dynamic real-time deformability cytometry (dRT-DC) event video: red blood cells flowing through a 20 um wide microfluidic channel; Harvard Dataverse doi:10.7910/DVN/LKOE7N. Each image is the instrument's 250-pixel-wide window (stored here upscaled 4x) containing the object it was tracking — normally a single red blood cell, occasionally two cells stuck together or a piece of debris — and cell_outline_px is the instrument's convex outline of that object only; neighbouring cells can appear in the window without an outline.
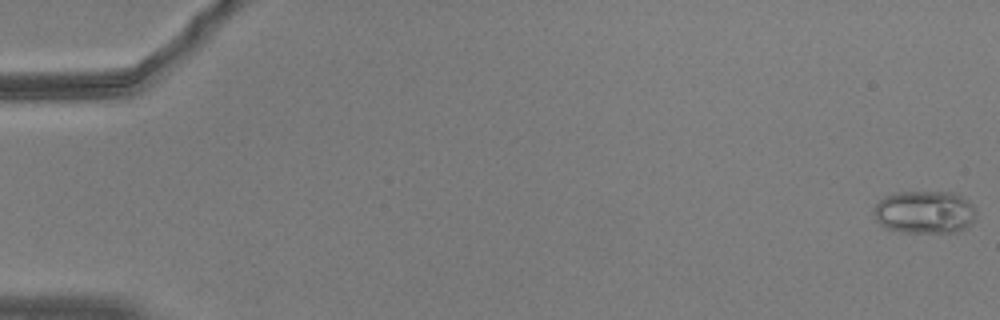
{"species": "common noctule bat (a hibernating species)", "species_latin": "Nyctalus noctula", "temperature_condition": "warm", "stored_images_in_passage": 56, "camera_frame_rate_fps": 3000, "um_per_image_px": 0.085, "animal": {"sex": "male", "body_mass_g": 20.5, "forearm_length_mm": 52.5}, "frame": {"image": 1, "passage_image": 1, "time_ms": 0.0, "image_size_px": [1000, 320], "cell_outline_px": [[976, 220], [968, 228], [956, 232], [900, 232], [884, 228], [876, 220], [872, 212], [872, 208], [884, 196], [892, 192], [956, 192], [968, 200], [976, 208]], "centroid_in_image_um": [78.61, 18.03], "position_along_channel_um": 6.4, "area_um2": 26.24}}
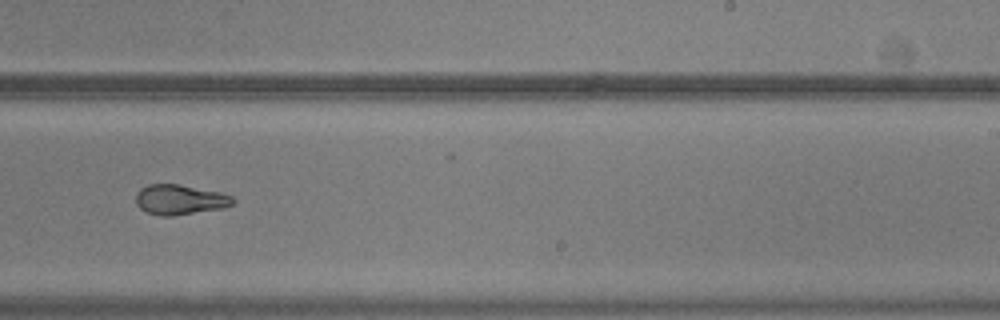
{"frame": {"image": 2, "passage_image": 36, "time_ms": 11.667, "image_size_px": [1000, 320], "cell_outline_px": [[236, 200], [232, 204], [224, 208], [172, 216], [160, 216], [148, 212], [140, 208], [136, 204], [136, 192], [140, 188], [148, 184], [180, 184], [220, 192], [232, 196]], "centroid_in_image_um": [15.29, 16.96], "position_along_channel_um": 273.7, "area_um2": 17.11}}
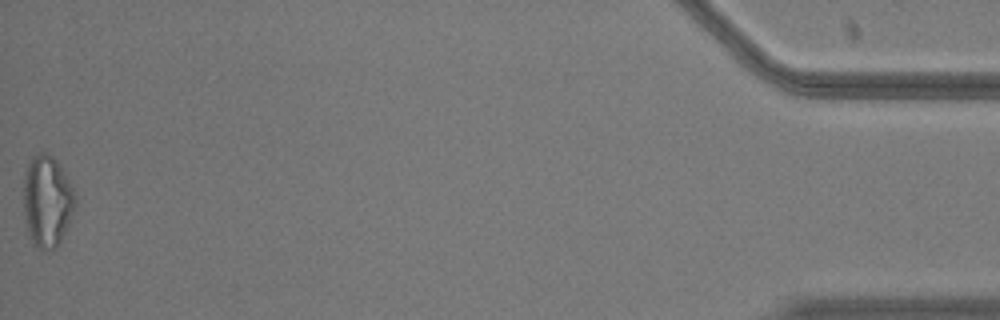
{"frame": {"image": 3, "passage_image": 56, "time_ms": 18.333, "image_size_px": [1000, 320], "cell_outline_px": [[76, 208], [60, 244], [56, 248], [48, 252], [32, 244], [28, 236], [24, 212], [24, 172], [32, 156], [40, 152], [44, 152], [52, 156], [60, 164], [76, 192]], "centroid_in_image_um": [4.03, 17.13], "position_along_channel_um": 431.2, "area_um2": 28.26}, "authors_computed_cell_mechanics": {"area_um2": 19.363, "velocity_mm_per_s": 3.7332, "shape_relaxation_time_tau1_ms": 5.2853, "shape_relaxation_time_tau2_ms": 1.8579, "deformation_change_tau1": 0.1755, "deformation_change_tau2": 0.0727}}